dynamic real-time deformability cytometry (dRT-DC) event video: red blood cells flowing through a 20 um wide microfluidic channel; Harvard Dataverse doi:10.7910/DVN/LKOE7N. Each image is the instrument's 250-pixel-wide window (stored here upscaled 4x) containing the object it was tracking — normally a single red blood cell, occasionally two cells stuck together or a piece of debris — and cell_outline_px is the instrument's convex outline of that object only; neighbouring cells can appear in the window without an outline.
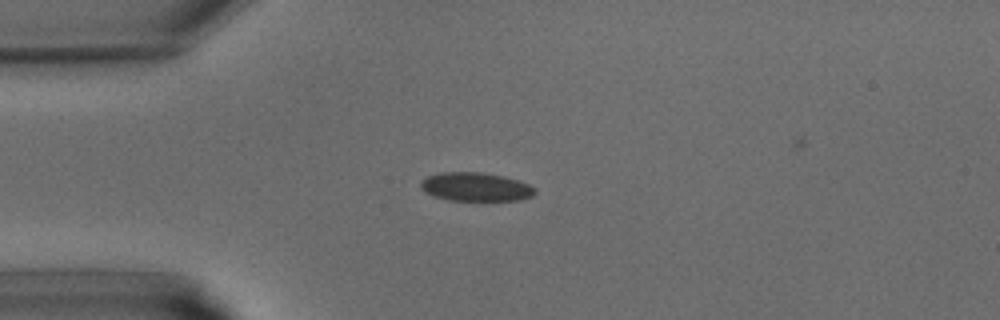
{"species": "common noctule bat (a hibernating species)", "species_latin": "Nyctalus noctula", "temperature_condition": "warm", "stored_images_in_passage": 31, "camera_frame_rate_fps": 3000, "um_per_image_px": 0.085, "animal": {"sex": "male", "body_mass_g": 15.6}, "frame": {"image": 1, "passage_image": 1, "time_ms": 0.0, "image_size_px": [1000, 320], "cell_outline_px": [[536, 192], [532, 196], [520, 200], [448, 200], [424, 192], [420, 188], [420, 180], [428, 176], [440, 172], [480, 172], [504, 176], [528, 184], [536, 188]], "centroid_in_image_um": [40.41, 15.88], "position_along_channel_um": 44.6, "area_um2": 19.07}}
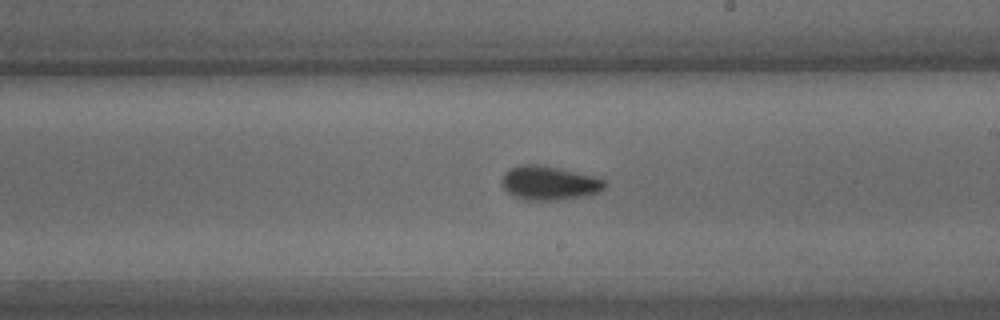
{"frame": {"image": 2, "passage_image": 14, "time_ms": 4.333, "image_size_px": [1000, 320], "cell_outline_px": [[604, 188], [600, 192], [584, 196], [552, 200], [524, 200], [512, 196], [504, 188], [500, 180], [504, 172], [508, 168], [520, 164], [540, 164], [560, 168], [596, 176], [604, 180]], "centroid_in_image_um": [46.63, 15.54], "position_along_channel_um": 242.4, "area_um2": 20.63}}
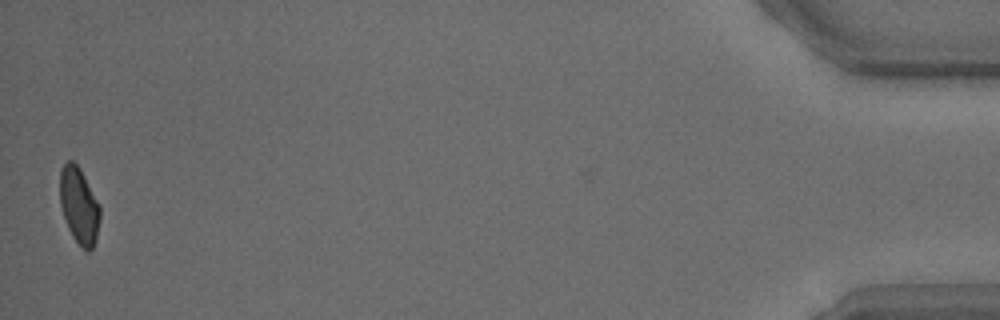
{"frame": {"image": 3, "passage_image": 31, "time_ms": 10.0, "image_size_px": [1000, 320], "cell_outline_px": [[100, 220], [96, 240], [92, 248], [88, 252], [72, 236], [68, 228], [60, 204], [60, 172], [64, 164], [68, 160], [72, 160], [80, 168], [100, 204]], "centroid_in_image_um": [6.74, 17.46], "position_along_channel_um": 428.5, "area_um2": 17.8}}